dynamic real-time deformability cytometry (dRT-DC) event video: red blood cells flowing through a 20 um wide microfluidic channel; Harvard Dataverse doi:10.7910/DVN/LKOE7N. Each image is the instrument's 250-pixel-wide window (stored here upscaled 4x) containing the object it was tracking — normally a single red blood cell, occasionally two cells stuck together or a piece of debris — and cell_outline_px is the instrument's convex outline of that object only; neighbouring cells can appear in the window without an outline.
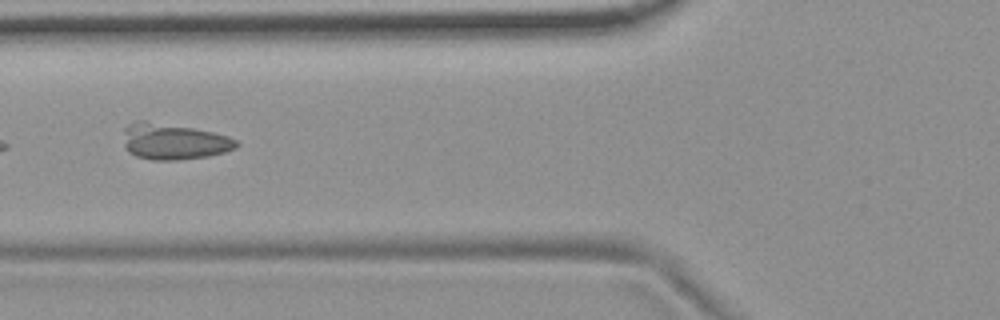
{"species": "common noctule bat (a hibernating species)", "species_latin": "Nyctalus noctula", "temperature_condition": "room temperature", "stored_images_in_passage": 6, "camera_frame_rate_fps": 3000, "um_per_image_px": 0.085, "animal": {"sex": "female", "body_mass_g": 19.9}, "frame": {"image": 1, "passage_image": 5, "time_ms": 1.333, "image_size_px": [1000, 320], "cell_outline_px": [[240, 144], [236, 148], [224, 152], [208, 156], [176, 160], [152, 160], [136, 156], [128, 152], [124, 148], [124, 128], [128, 124], [136, 120], [144, 120], [192, 128], [212, 132], [228, 136], [236, 140]], "centroid_in_image_um": [14.73, 12.03], "position_along_channel_um": 111.1, "area_um2": 23.81}}
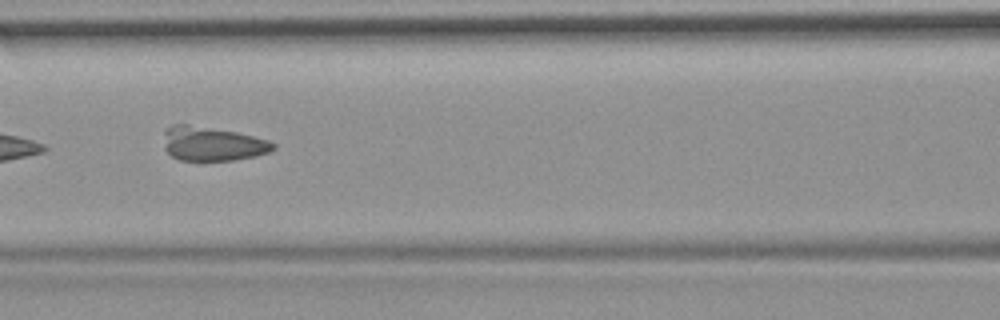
{"frame": {"image": 2, "passage_image": 6, "time_ms": 1.667, "image_size_px": [1000, 320], "cell_outline_px": [[276, 148], [268, 152], [256, 156], [232, 160], [180, 160], [172, 156], [164, 148], [164, 128], [172, 124], [188, 124], [236, 132], [268, 140], [276, 144]], "centroid_in_image_um": [18.02, 12.21], "position_along_channel_um": 148.6, "area_um2": 21.79}}